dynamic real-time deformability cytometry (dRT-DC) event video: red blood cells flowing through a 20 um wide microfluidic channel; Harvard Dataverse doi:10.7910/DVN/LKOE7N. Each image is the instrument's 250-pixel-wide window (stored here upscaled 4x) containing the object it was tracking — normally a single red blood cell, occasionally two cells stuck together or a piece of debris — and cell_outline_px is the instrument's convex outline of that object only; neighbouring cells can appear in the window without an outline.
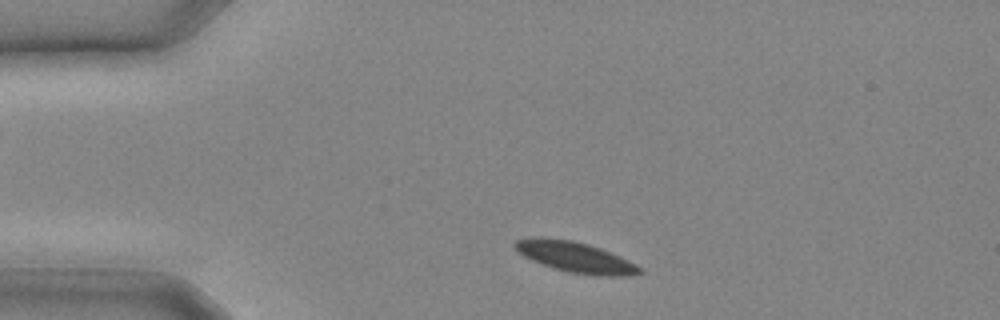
{"species": "common noctule bat (a hibernating species)", "species_latin": "Nyctalus noctula", "temperature_condition": "cold", "stored_images_in_passage": 12, "camera_frame_rate_fps": 3000, "um_per_image_px": 0.085, "animal": {"sex": "male", "body_mass_g": 20.4}, "frame": {"image": 1, "passage_image": 1, "time_ms": 0.0, "image_size_px": [1000, 320], "cell_outline_px": [[644, 272], [628, 276], [596, 276], [568, 272], [552, 268], [532, 260], [524, 256], [512, 244], [516, 240], [540, 236], [572, 240], [588, 244], [600, 248], [620, 256], [644, 268]], "centroid_in_image_um": [48.94, 21.86], "position_along_channel_um": 36.1, "area_um2": 22.43}}
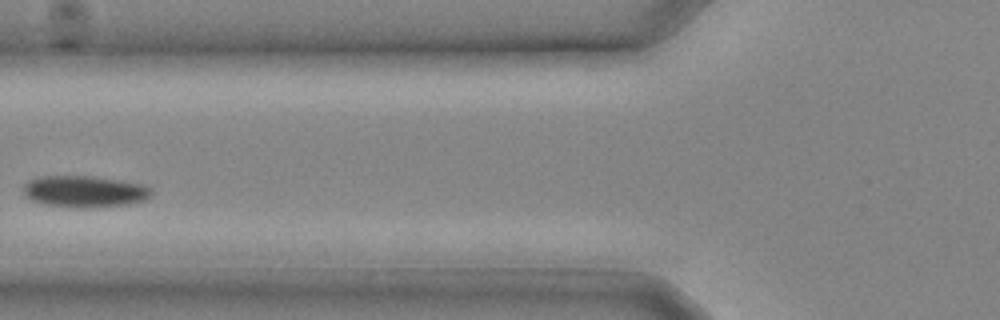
{"frame": {"image": 2, "passage_image": 6, "time_ms": 1.667, "image_size_px": [1000, 320], "cell_outline_px": [[152, 192], [144, 200], [128, 204], [92, 208], [76, 208], [44, 204], [32, 200], [24, 192], [24, 184], [28, 180], [40, 176], [92, 176], [120, 180], [140, 184], [148, 188]], "centroid_in_image_um": [7.15, 16.28], "position_along_channel_um": 118.6, "area_um2": 23.41}}
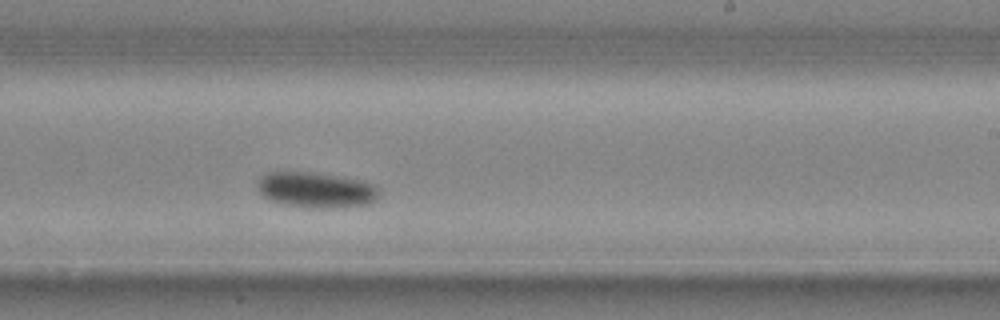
{"frame": {"image": 3, "passage_image": 12, "time_ms": 3.667, "image_size_px": [1000, 320], "cell_outline_px": [[380, 196], [376, 200], [368, 204], [344, 208], [312, 208], [284, 204], [272, 200], [264, 196], [260, 192], [256, 184], [260, 176], [268, 172], [312, 172], [344, 176], [364, 180], [376, 184], [380, 192]], "centroid_in_image_um": [26.95, 16.14], "position_along_channel_um": 262.1, "area_um2": 25.78}}